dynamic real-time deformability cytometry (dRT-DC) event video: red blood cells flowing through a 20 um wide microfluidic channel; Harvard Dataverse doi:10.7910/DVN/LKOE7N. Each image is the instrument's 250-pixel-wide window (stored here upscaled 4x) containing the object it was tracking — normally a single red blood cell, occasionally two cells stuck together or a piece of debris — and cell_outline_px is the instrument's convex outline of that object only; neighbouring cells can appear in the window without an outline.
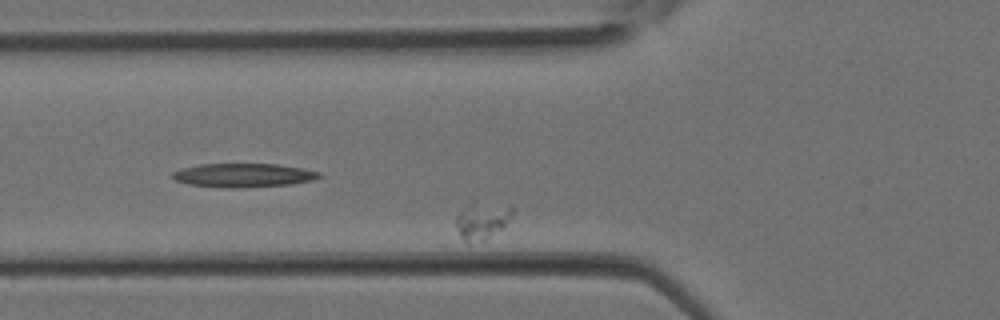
{"species": "Egyptian fruit bat (a non-hibernating species)", "species_latin": "Rousettus aegyptiacus", "temperature_condition": "room temperature", "stored_images_in_passage": 31, "camera_frame_rate_fps": 3000, "um_per_image_px": 0.085, "animal": {"sex": "female"}, "frame": {"image": 1, "passage_image": 13, "time_ms": 4.0, "image_size_px": [1000, 320], "cell_outline_px": [[516, 208], [512, 216], [500, 228], [484, 240], [468, 244], [460, 236], [456, 224], [456, 216], [468, 204], [512, 204]], "centroid_in_image_um": [41.0, 18.75], "position_along_channel_um": 84.8, "area_um2": 11.91}}
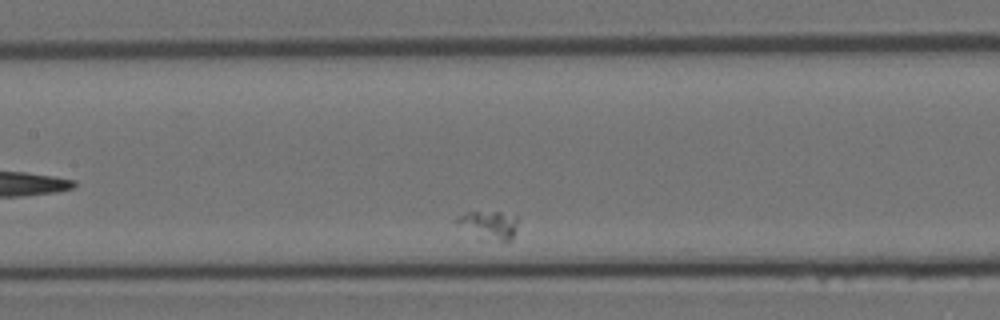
{"frame": {"image": 2, "passage_image": 18, "time_ms": 5.667, "image_size_px": [1000, 320], "cell_outline_px": [[516, 228], [512, 240], [508, 244], [504, 244], [476, 236], [456, 224], [456, 216], [468, 212], [500, 212], [516, 216]], "centroid_in_image_um": [41.58, 19.16], "position_along_channel_um": 165.8, "area_um2": 10.29}}
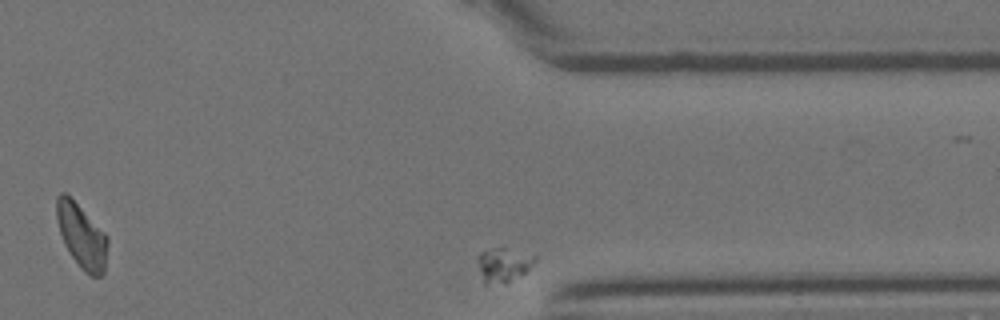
{"frame": {"image": 3, "passage_image": 30, "time_ms": 9.667, "image_size_px": [1000, 320], "cell_outline_px": [[536, 260], [524, 272], [504, 284], [484, 284], [476, 260], [476, 256], [480, 252], [492, 248], [504, 248], [536, 256]], "centroid_in_image_um": [42.72, 22.51], "position_along_channel_um": 368.7, "area_um2": 11.21}}